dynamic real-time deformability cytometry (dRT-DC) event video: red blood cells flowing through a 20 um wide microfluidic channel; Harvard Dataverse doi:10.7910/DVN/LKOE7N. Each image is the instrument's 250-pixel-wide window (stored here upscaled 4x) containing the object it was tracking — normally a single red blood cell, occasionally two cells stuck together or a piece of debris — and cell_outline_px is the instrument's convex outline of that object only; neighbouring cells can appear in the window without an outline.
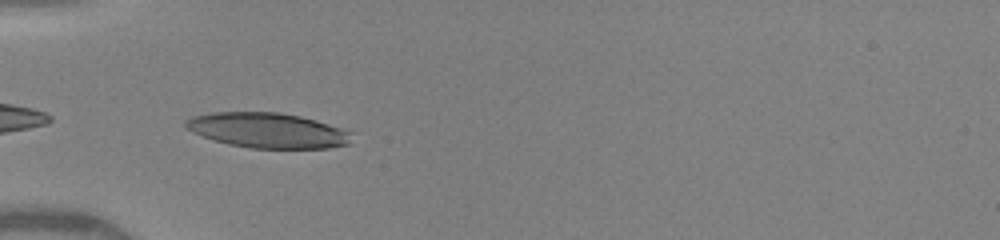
{"species": "human", "species_latin": "Homo sapiens", "temperature_condition": "warm", "stored_images_in_passage": 64, "camera_frame_rate_fps": 3000, "um_per_image_px": 0.085, "donor": {"sex": "female"}, "frame": {"image": 1, "passage_image": 1, "time_ms": 0.0, "image_size_px": [1000, 240], "cell_outline_px": [[352, 132], [348, 144], [328, 148], [252, 148], [228, 144], [192, 132], [184, 124], [184, 120], [192, 116], [212, 112], [280, 112], [300, 116], [316, 120]], "centroid_in_image_um": [22.73, 11.07], "position_along_channel_um": 62.3, "area_um2": 33.76}}
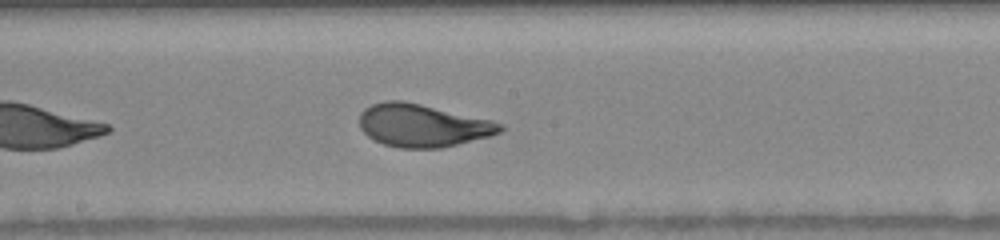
{"frame": {"image": 2, "passage_image": 30, "time_ms": 3.667, "image_size_px": [1000, 240], "cell_outline_px": [[504, 128], [500, 132], [488, 136], [440, 148], [400, 148], [384, 144], [368, 136], [360, 128], [360, 112], [364, 108], [372, 104], [384, 100], [404, 100], [492, 120], [504, 124]], "centroid_in_image_um": [35.9, 10.65], "position_along_channel_um": 212.3, "area_um2": 34.97}}
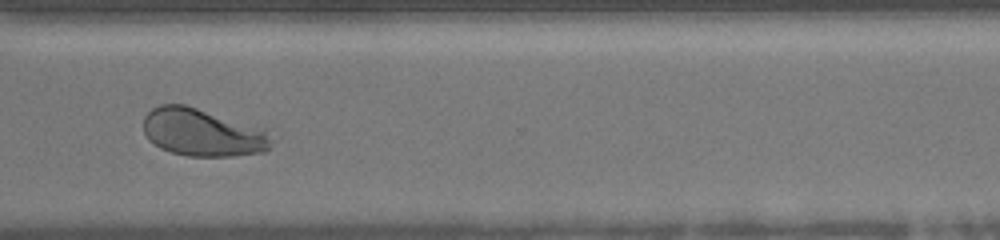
{"frame": {"image": 3, "passage_image": 44, "time_ms": 7.0, "image_size_px": [1000, 240], "cell_outline_px": [[272, 140], [268, 152], [232, 156], [188, 156], [172, 152], [160, 148], [148, 140], [144, 132], [144, 116], [152, 108], [160, 104], [184, 104], [268, 128]], "centroid_in_image_um": [17.27, 11.25], "position_along_channel_um": 353.3, "area_um2": 36.18}, "authors_computed_cell_mechanics": {"area_um2": 35.0846, "velocity_mm_per_s": 4.2455, "shape_relaxation_time_tau1_ms": 2.9262, "shape_relaxation_time_tau2_ms": null, "deformation_change_tau1": 0.1694, "deformation_change_tau2": null}}